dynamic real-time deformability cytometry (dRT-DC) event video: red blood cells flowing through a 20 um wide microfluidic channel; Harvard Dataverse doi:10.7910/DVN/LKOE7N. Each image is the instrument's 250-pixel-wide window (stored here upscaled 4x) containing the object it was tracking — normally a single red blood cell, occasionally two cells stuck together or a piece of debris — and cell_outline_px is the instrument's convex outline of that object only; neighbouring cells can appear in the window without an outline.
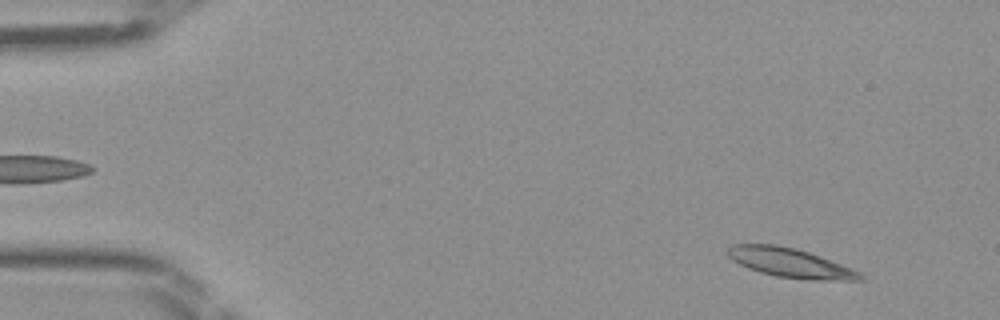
{"species": "Egyptian fruit bat (a non-hibernating species)", "species_latin": "Rousettus aegyptiacus", "temperature_condition": "room temperature", "stored_images_in_passage": 46, "camera_frame_rate_fps": 3000, "um_per_image_px": 0.085, "frame": {"image": 1, "passage_image": 4, "time_ms": 1.0, "image_size_px": [1000, 320], "cell_outline_px": [[864, 280], [812, 280], [776, 276], [760, 272], [748, 268], [732, 260], [728, 256], [728, 248], [732, 244], [776, 244], [796, 248], [820, 256], [852, 268], [860, 272], [864, 276]], "centroid_in_image_um": [67.18, 22.34], "position_along_channel_um": 17.8, "area_um2": 22.54}}
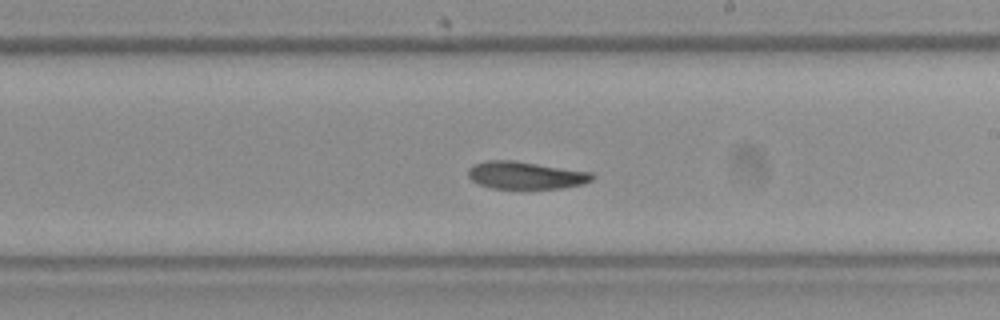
{"frame": {"image": 2, "passage_image": 27, "time_ms": 8.667, "image_size_px": [1000, 320], "cell_outline_px": [[596, 176], [592, 180], [584, 184], [560, 188], [492, 188], [480, 184], [472, 180], [468, 176], [468, 168], [472, 164], [484, 160], [512, 160], [592, 172]], "centroid_in_image_um": [44.68, 14.89], "position_along_channel_um": 244.3, "area_um2": 19.88}}
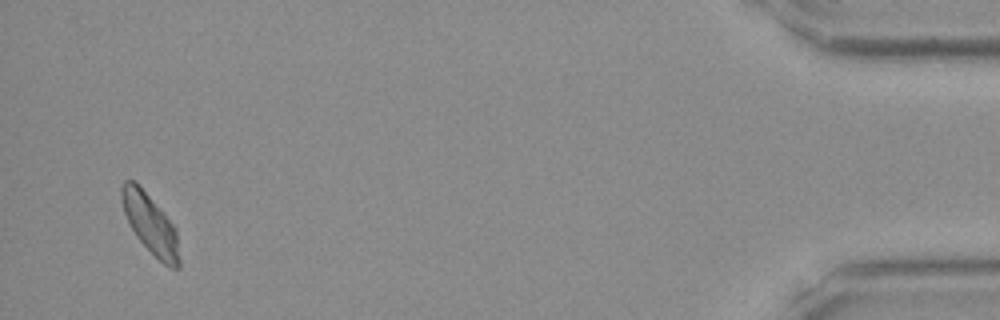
{"frame": {"image": 3, "passage_image": 45, "time_ms": 14.667, "image_size_px": [1000, 320], "cell_outline_px": [[180, 268], [168, 268], [136, 236], [124, 212], [120, 200], [120, 188], [124, 180], [136, 180], [140, 184], [176, 228], [180, 260]], "centroid_in_image_um": [12.77, 18.99], "position_along_channel_um": 422.4, "area_um2": 20.06}}